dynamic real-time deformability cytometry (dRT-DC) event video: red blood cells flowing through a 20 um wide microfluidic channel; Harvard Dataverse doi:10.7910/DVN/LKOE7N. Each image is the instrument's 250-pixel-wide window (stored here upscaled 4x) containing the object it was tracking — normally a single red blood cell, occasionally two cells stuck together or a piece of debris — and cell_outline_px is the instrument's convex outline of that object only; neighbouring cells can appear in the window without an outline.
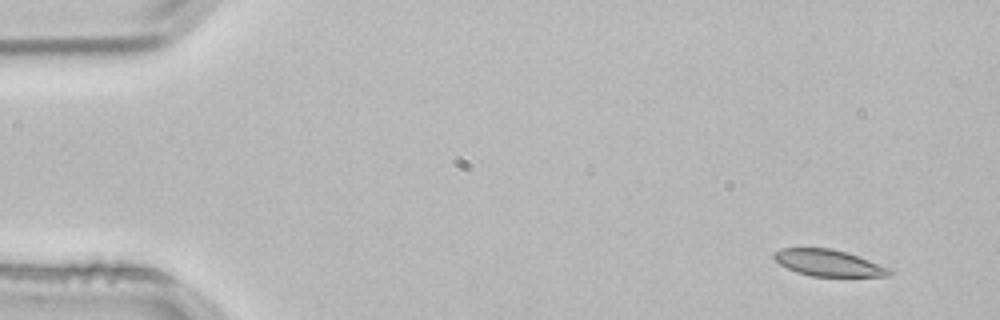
{"species": "common noctule bat (a hibernating species)", "species_latin": "Nyctalus noctula", "temperature_condition": "room temperature", "stored_images_in_passage": 2, "camera_frame_rate_fps": 3000, "um_per_image_px": 0.085, "animal": {"sex": "male", "body_mass_g": 21.5, "forearm_length_mm": 52.0}, "frame": {"image": 1, "passage_image": 1, "time_ms": 0.0, "image_size_px": [1000, 320], "cell_outline_px": [[892, 272], [888, 276], [812, 276], [796, 272], [780, 264], [772, 256], [780, 248], [832, 248], [848, 252], [888, 268]], "centroid_in_image_um": [70.39, 22.34], "position_along_channel_um": 14.6, "area_um2": 17.57}}